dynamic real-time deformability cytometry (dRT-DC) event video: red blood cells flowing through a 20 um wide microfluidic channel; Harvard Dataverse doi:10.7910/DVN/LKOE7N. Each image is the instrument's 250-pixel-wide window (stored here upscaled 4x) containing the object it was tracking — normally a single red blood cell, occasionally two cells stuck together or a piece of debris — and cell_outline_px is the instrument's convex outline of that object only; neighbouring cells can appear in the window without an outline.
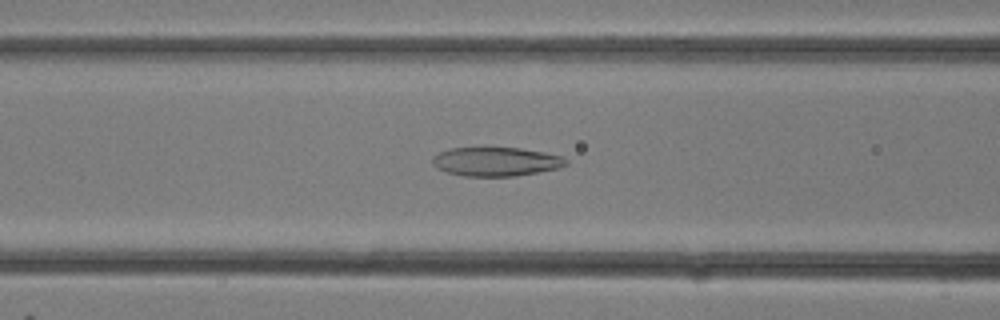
{"species": "common noctule bat (a hibernating species)", "species_latin": "Nyctalus noctula", "temperature_condition": "room temperature", "stored_images_in_passage": 28, "camera_frame_rate_fps": 3000, "um_per_image_px": 0.085, "animal": {"sex": "female"}, "frame": {"image": 1, "passage_image": 10, "time_ms": 3.0, "image_size_px": [1000, 320], "cell_outline_px": [[568, 164], [560, 168], [516, 176], [464, 176], [448, 172], [436, 168], [432, 164], [432, 156], [448, 148], [520, 148], [544, 152], [560, 156], [568, 160]], "centroid_in_image_um": [42.15, 13.74], "position_along_channel_um": 124.4, "area_um2": 22.54}}
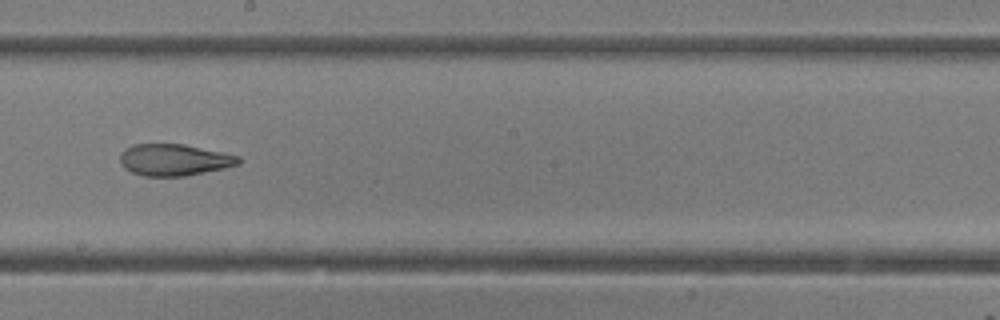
{"frame": {"image": 2, "passage_image": 15, "time_ms": 4.667, "image_size_px": [1000, 320], "cell_outline_px": [[240, 164], [224, 168], [184, 176], [144, 176], [132, 172], [124, 168], [120, 164], [120, 156], [124, 148], [132, 144], [184, 144], [224, 152], [240, 156]], "centroid_in_image_um": [14.8, 13.58], "position_along_channel_um": 233.4, "area_um2": 21.96}}
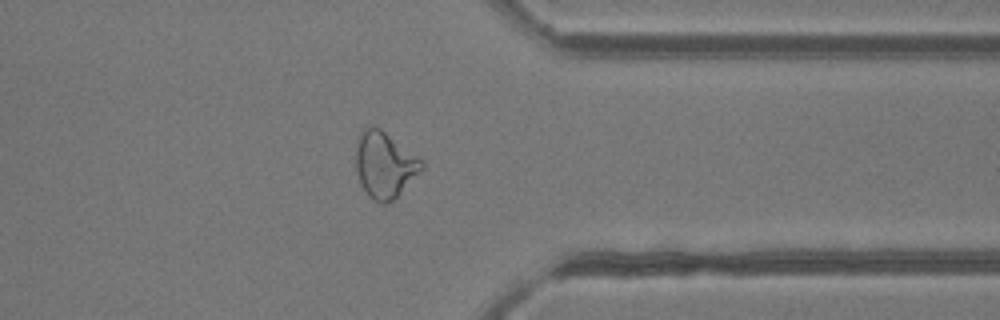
{"frame": {"image": 3, "passage_image": 22, "time_ms": 7.0, "image_size_px": [1000, 320], "cell_outline_px": [[424, 168], [388, 204], [380, 204], [372, 200], [368, 196], [360, 184], [356, 172], [356, 140], [360, 128], [368, 124], [380, 128], [420, 156], [424, 160]], "centroid_in_image_um": [32.67, 13.96], "position_along_channel_um": 378.7, "area_um2": 26.01}}